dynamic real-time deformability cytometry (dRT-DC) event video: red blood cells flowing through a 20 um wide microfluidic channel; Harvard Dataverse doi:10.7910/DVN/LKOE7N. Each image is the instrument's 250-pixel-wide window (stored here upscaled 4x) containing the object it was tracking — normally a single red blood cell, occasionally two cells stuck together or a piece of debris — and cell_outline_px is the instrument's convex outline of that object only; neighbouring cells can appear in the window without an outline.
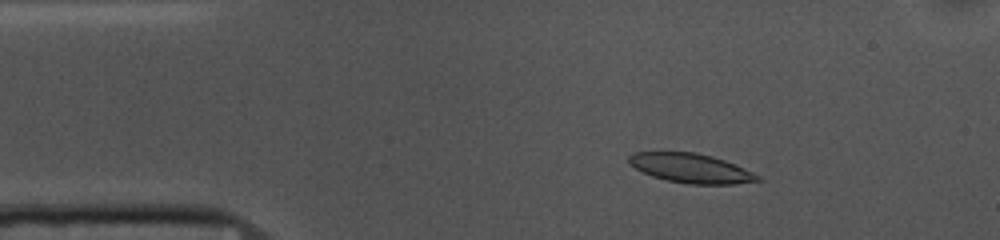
{"species": "common noctule bat (a hibernating species)", "species_latin": "Nyctalus noctula", "temperature_condition": "cold", "stored_images_in_passage": 53, "camera_frame_rate_fps": 3000, "um_per_image_px": 0.085, "animal": {"sex": "female", "body_mass_g": 10.0, "forearm_length_mm": 53.1}, "frame": {"image": 1, "passage_image": 8, "time_ms": 2.333, "image_size_px": [1000, 240], "cell_outline_px": [[764, 180], [736, 184], [688, 184], [668, 180], [652, 176], [628, 164], [628, 156], [636, 152], [696, 152], [712, 156], [724, 160], [744, 168], [760, 176]], "centroid_in_image_um": [58.75, 14.3], "position_along_channel_um": 26.3, "area_um2": 21.96}}
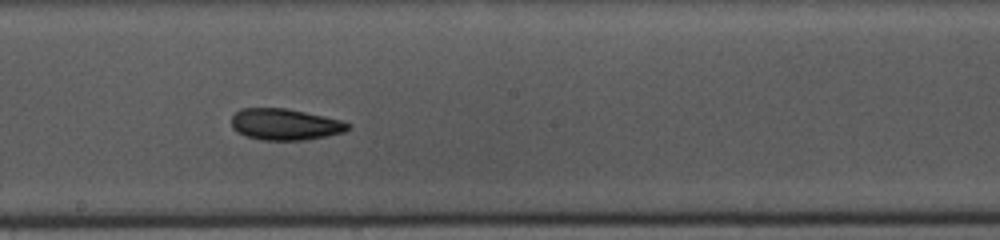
{"frame": {"image": 2, "passage_image": 28, "time_ms": 9.0, "image_size_px": [1000, 240], "cell_outline_px": [[352, 128], [344, 132], [304, 140], [260, 140], [244, 136], [236, 132], [232, 128], [232, 116], [240, 108], [288, 108], [324, 116], [340, 120], [352, 124]], "centroid_in_image_um": [24.22, 10.57], "position_along_channel_um": 224.0, "area_um2": 21.5}}
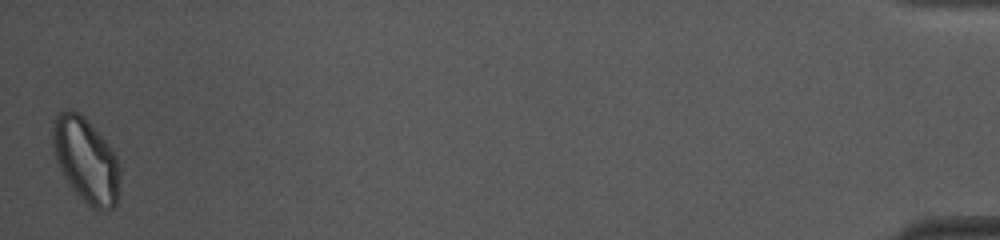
{"frame": {"image": 3, "passage_image": 53, "time_ms": 17.333, "image_size_px": [1000, 240], "cell_outline_px": [[120, 176], [116, 204], [108, 212], [92, 208], [72, 188], [64, 176], [56, 160], [52, 144], [52, 120], [60, 112], [76, 112], [84, 116], [108, 144], [116, 156], [120, 168]], "centroid_in_image_um": [7.31, 13.63], "position_along_channel_um": 427.9, "area_um2": 32.89}, "authors_computed_cell_mechanics": {"area_um2": 22.0796, "velocity_mm_per_s": 3.6397, "shape_relaxation_time_tau1_ms": 8.9761, "shape_relaxation_time_tau2_ms": null, "deformation_change_tau1": 0.1623, "deformation_change_tau2": null}}